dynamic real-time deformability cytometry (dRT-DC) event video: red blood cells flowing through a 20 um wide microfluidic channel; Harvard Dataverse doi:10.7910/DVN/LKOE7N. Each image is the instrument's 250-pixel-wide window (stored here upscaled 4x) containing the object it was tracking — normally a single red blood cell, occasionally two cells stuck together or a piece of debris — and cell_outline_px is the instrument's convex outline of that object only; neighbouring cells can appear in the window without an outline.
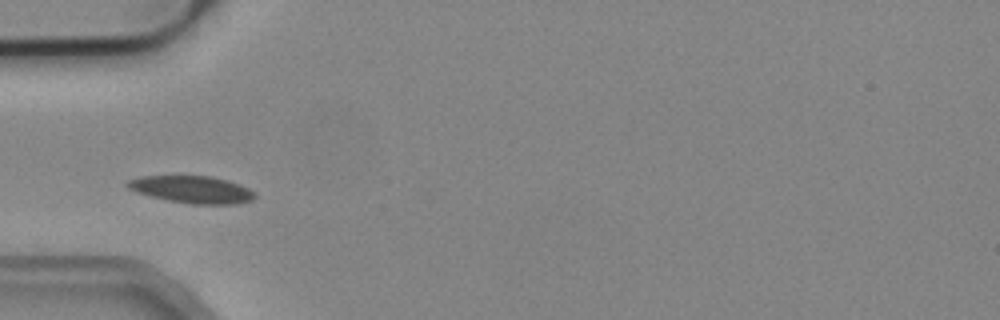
{"species": "common noctule bat (a hibernating species)", "species_latin": "Nyctalus noctula", "temperature_condition": "cold", "stored_images_in_passage": 3, "camera_frame_rate_fps": 3000, "um_per_image_px": 0.085, "animal": {"sex": "male", "body_mass_g": 19.2, "forearm_length_mm": 51.8}, "frame": {"image": 1, "passage_image": 3, "time_ms": 0.667, "image_size_px": [1000, 320], "cell_outline_px": [[256, 196], [252, 200], [236, 204], [192, 204], [168, 200], [136, 192], [128, 188], [124, 184], [128, 180], [144, 176], [208, 176], [228, 180], [248, 188], [256, 192]], "centroid_in_image_um": [16.33, 16.11], "position_along_channel_um": 68.7, "area_um2": 20.11}}